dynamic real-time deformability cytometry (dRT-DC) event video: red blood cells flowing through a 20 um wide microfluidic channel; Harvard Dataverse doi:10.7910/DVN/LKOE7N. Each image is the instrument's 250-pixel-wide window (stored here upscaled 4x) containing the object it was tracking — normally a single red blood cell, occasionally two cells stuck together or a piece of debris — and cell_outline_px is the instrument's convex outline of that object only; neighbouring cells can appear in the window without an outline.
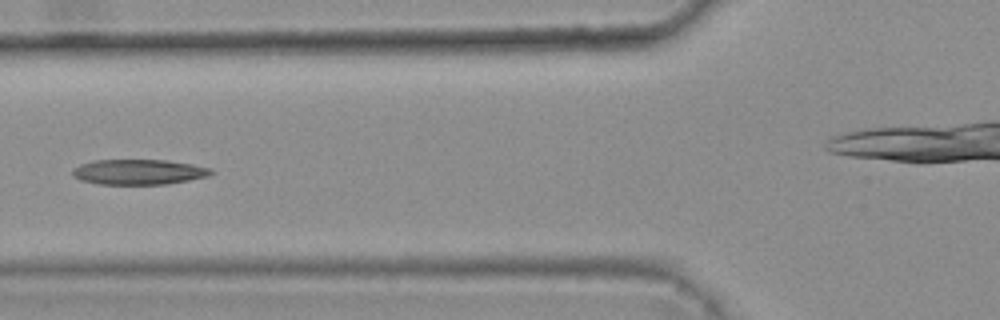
{"species": "common noctule bat (a hibernating species)", "species_latin": "Nyctalus noctula", "temperature_condition": "warm", "stored_images_in_passage": 6, "camera_frame_rate_fps": 3000, "um_per_image_px": 0.085, "animal": {"sex": "female", "body_mass_g": 25.1}, "frame": {"image": 1, "passage_image": 6, "time_ms": 1.667, "image_size_px": [1000, 320], "cell_outline_px": [[216, 172], [208, 176], [168, 184], [96, 184], [80, 180], [72, 176], [72, 168], [80, 164], [92, 160], [164, 160], [192, 164], [212, 168]], "centroid_in_image_um": [11.77, 14.61], "position_along_channel_um": 114.0, "area_um2": 20.58}}